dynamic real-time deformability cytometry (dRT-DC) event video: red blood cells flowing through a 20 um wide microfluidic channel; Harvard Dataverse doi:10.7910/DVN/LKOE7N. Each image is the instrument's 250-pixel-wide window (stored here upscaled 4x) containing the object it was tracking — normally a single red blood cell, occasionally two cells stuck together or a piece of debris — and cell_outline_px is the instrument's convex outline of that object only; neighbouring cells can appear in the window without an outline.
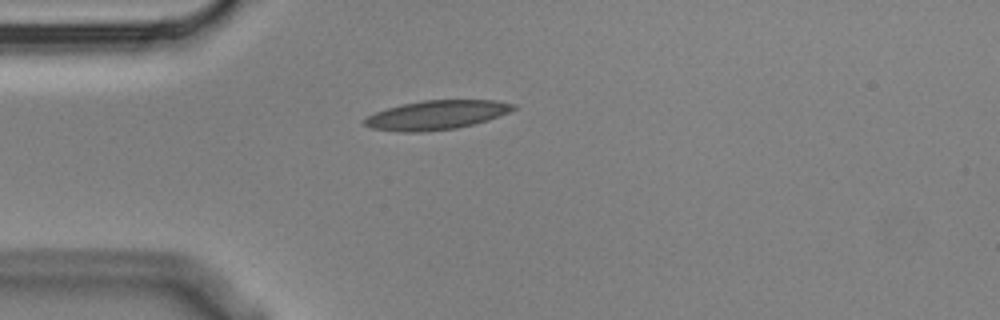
{"species": "Egyptian fruit bat (a non-hibernating species)", "species_latin": "Rousettus aegyptiacus", "temperature_condition": "cold", "stored_images_in_passage": 1, "camera_frame_rate_fps": 3000, "um_per_image_px": 0.085, "animal": {"sex": "male"}, "frame": {"image": 1, "passage_image": 1, "time_ms": 0.0, "image_size_px": [1000, 320], "cell_outline_px": [[516, 108], [508, 112], [488, 120], [456, 128], [424, 132], [400, 132], [372, 128], [364, 124], [364, 120], [368, 116], [376, 112], [388, 108], [404, 104], [424, 100], [496, 100], [516, 104]], "centroid_in_image_um": [37.12, 9.77], "position_along_channel_um": 47.9, "area_um2": 25.03}}